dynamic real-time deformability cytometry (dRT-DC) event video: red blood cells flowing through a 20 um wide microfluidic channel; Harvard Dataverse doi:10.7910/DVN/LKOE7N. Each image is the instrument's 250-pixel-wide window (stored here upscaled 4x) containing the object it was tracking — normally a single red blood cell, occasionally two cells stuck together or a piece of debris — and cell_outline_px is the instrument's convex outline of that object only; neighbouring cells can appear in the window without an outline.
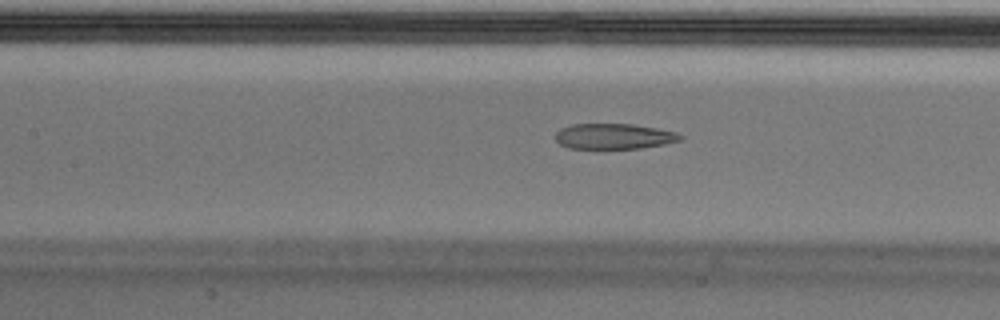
{"species": "Egyptian fruit bat (a non-hibernating species)", "species_latin": "Rousettus aegyptiacus", "temperature_condition": "cold", "stored_images_in_passage": 54, "camera_frame_rate_fps": 3000, "um_per_image_px": 0.085, "animal": {"sex": "male"}, "frame": {"image": 1, "passage_image": 24, "time_ms": 7.667, "image_size_px": [1000, 320], "cell_outline_px": [[684, 136], [680, 140], [664, 144], [640, 148], [568, 148], [560, 144], [556, 140], [556, 132], [560, 128], [572, 124], [632, 124], [656, 128], [676, 132]], "centroid_in_image_um": [52.17, 11.58], "position_along_channel_um": 155.2, "area_um2": 18.44}}
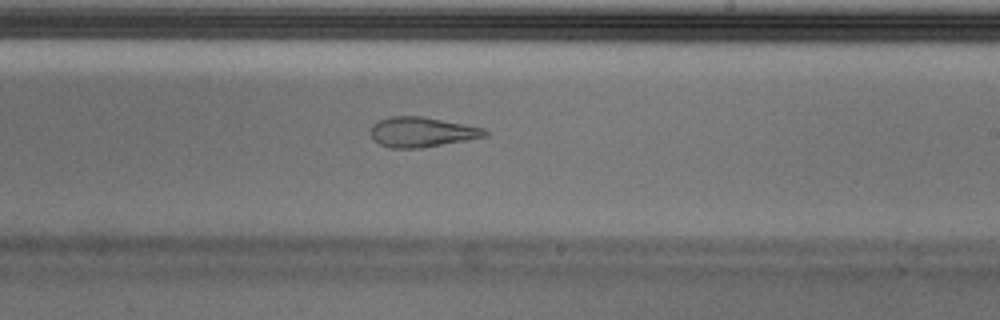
{"frame": {"image": 2, "passage_image": 32, "time_ms": 10.333, "image_size_px": [1000, 320], "cell_outline_px": [[488, 136], [420, 148], [392, 148], [380, 144], [372, 140], [372, 124], [376, 120], [388, 116], [420, 116], [464, 124], [484, 128], [488, 132]], "centroid_in_image_um": [35.82, 11.21], "position_along_channel_um": 253.2, "area_um2": 19.88}}
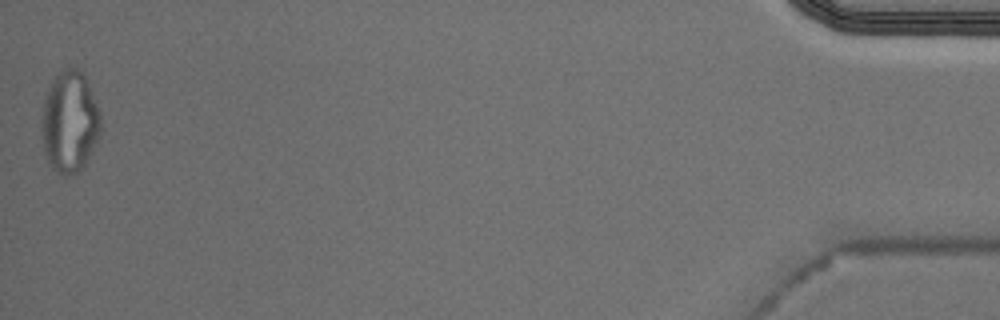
{"frame": {"image": 3, "passage_image": 54, "time_ms": 17.667, "image_size_px": [1000, 320], "cell_outline_px": [[100, 136], [84, 164], [76, 172], [68, 176], [60, 176], [48, 164], [44, 152], [40, 128], [44, 100], [48, 88], [52, 80], [68, 64], [84, 72], [96, 104], [100, 116]], "centroid_in_image_um": [5.89, 10.35], "position_along_channel_um": 429.3, "area_um2": 35.2}, "authors_computed_cell_mechanics": {"area_um2": 21.6461, "velocity_mm_per_s": 3.6833, "shape_relaxation_time_tau1_ms": null, "shape_relaxation_time_tau2_ms": 3.1304, "deformation_change_tau1": null, "deformation_change_tau2": 0.1279}}